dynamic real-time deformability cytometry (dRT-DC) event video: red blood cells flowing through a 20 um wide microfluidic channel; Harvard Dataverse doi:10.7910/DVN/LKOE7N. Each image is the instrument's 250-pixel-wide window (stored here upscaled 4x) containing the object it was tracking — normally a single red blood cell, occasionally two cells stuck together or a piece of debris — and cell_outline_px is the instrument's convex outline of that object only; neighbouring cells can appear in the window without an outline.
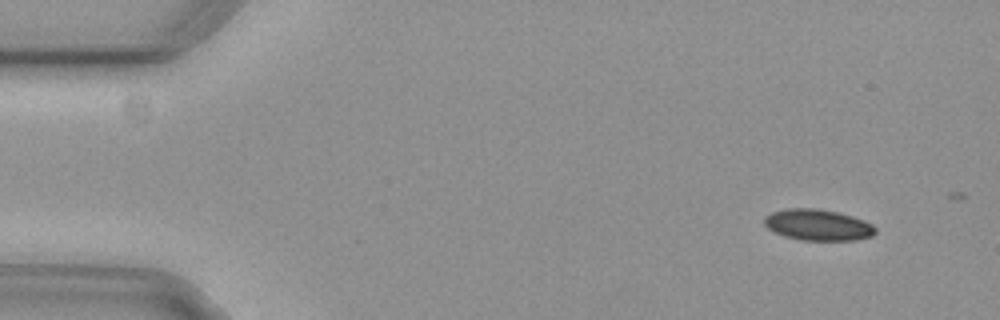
{"species": "common noctule bat (a hibernating species)", "species_latin": "Nyctalus noctula", "temperature_condition": "cold", "stored_images_in_passage": 2, "camera_frame_rate_fps": 3000, "um_per_image_px": 0.085, "animal": {"sex": "female", "body_mass_g": 29.2, "forearm_length_mm": 56.3}, "frame": {"image": 1, "passage_image": 2, "time_ms": 0.333, "image_size_px": [1000, 320], "cell_outline_px": [[876, 232], [872, 236], [856, 240], [800, 240], [784, 236], [772, 232], [764, 224], [764, 216], [772, 212], [788, 208], [816, 208], [836, 212], [852, 216], [864, 220], [872, 224], [876, 228]], "centroid_in_image_um": [69.5, 19.12], "position_along_channel_um": 15.5, "area_um2": 20.29}}